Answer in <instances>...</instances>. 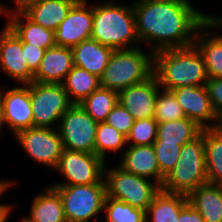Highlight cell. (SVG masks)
I'll return each mask as SVG.
<instances>
[{
  "instance_id": "obj_1",
  "label": "cell",
  "mask_w": 222,
  "mask_h": 222,
  "mask_svg": "<svg viewBox=\"0 0 222 222\" xmlns=\"http://www.w3.org/2000/svg\"><path fill=\"white\" fill-rule=\"evenodd\" d=\"M140 43L150 44L153 53L193 45L206 14L189 0H136L133 2Z\"/></svg>"
},
{
  "instance_id": "obj_2",
  "label": "cell",
  "mask_w": 222,
  "mask_h": 222,
  "mask_svg": "<svg viewBox=\"0 0 222 222\" xmlns=\"http://www.w3.org/2000/svg\"><path fill=\"white\" fill-rule=\"evenodd\" d=\"M153 75L160 88L169 91L178 87L205 86L208 81L204 61L194 45L155 52Z\"/></svg>"
},
{
  "instance_id": "obj_3",
  "label": "cell",
  "mask_w": 222,
  "mask_h": 222,
  "mask_svg": "<svg viewBox=\"0 0 222 222\" xmlns=\"http://www.w3.org/2000/svg\"><path fill=\"white\" fill-rule=\"evenodd\" d=\"M90 38L114 50L138 47L133 5L115 4L113 0L94 4Z\"/></svg>"
},
{
  "instance_id": "obj_4",
  "label": "cell",
  "mask_w": 222,
  "mask_h": 222,
  "mask_svg": "<svg viewBox=\"0 0 222 222\" xmlns=\"http://www.w3.org/2000/svg\"><path fill=\"white\" fill-rule=\"evenodd\" d=\"M145 53L140 46L114 50L100 77V87L121 91L140 84L153 75V52Z\"/></svg>"
},
{
  "instance_id": "obj_5",
  "label": "cell",
  "mask_w": 222,
  "mask_h": 222,
  "mask_svg": "<svg viewBox=\"0 0 222 222\" xmlns=\"http://www.w3.org/2000/svg\"><path fill=\"white\" fill-rule=\"evenodd\" d=\"M206 183L208 179L202 130L197 138L182 146L178 162L164 178L161 189L188 196L193 190Z\"/></svg>"
},
{
  "instance_id": "obj_6",
  "label": "cell",
  "mask_w": 222,
  "mask_h": 222,
  "mask_svg": "<svg viewBox=\"0 0 222 222\" xmlns=\"http://www.w3.org/2000/svg\"><path fill=\"white\" fill-rule=\"evenodd\" d=\"M107 197L124 201L136 208L147 210L161 186L147 178L139 177L119 165L104 169Z\"/></svg>"
},
{
  "instance_id": "obj_7",
  "label": "cell",
  "mask_w": 222,
  "mask_h": 222,
  "mask_svg": "<svg viewBox=\"0 0 222 222\" xmlns=\"http://www.w3.org/2000/svg\"><path fill=\"white\" fill-rule=\"evenodd\" d=\"M60 195L67 222H90L103 211L106 183L53 185Z\"/></svg>"
},
{
  "instance_id": "obj_8",
  "label": "cell",
  "mask_w": 222,
  "mask_h": 222,
  "mask_svg": "<svg viewBox=\"0 0 222 222\" xmlns=\"http://www.w3.org/2000/svg\"><path fill=\"white\" fill-rule=\"evenodd\" d=\"M29 95L33 111V127H57L61 116L72 105L62 84L31 82Z\"/></svg>"
},
{
  "instance_id": "obj_9",
  "label": "cell",
  "mask_w": 222,
  "mask_h": 222,
  "mask_svg": "<svg viewBox=\"0 0 222 222\" xmlns=\"http://www.w3.org/2000/svg\"><path fill=\"white\" fill-rule=\"evenodd\" d=\"M97 126L79 104H72L61 116L57 129L66 150L95 154Z\"/></svg>"
},
{
  "instance_id": "obj_10",
  "label": "cell",
  "mask_w": 222,
  "mask_h": 222,
  "mask_svg": "<svg viewBox=\"0 0 222 222\" xmlns=\"http://www.w3.org/2000/svg\"><path fill=\"white\" fill-rule=\"evenodd\" d=\"M105 160L100 156L77 151L64 150L54 170L66 180V183L54 185H87L105 182Z\"/></svg>"
},
{
  "instance_id": "obj_11",
  "label": "cell",
  "mask_w": 222,
  "mask_h": 222,
  "mask_svg": "<svg viewBox=\"0 0 222 222\" xmlns=\"http://www.w3.org/2000/svg\"><path fill=\"white\" fill-rule=\"evenodd\" d=\"M14 137L29 157L53 169L65 150L57 128L32 127L18 132Z\"/></svg>"
},
{
  "instance_id": "obj_12",
  "label": "cell",
  "mask_w": 222,
  "mask_h": 222,
  "mask_svg": "<svg viewBox=\"0 0 222 222\" xmlns=\"http://www.w3.org/2000/svg\"><path fill=\"white\" fill-rule=\"evenodd\" d=\"M92 23L93 5L88 6L87 0H78L55 30L56 45L72 48L90 39Z\"/></svg>"
},
{
  "instance_id": "obj_13",
  "label": "cell",
  "mask_w": 222,
  "mask_h": 222,
  "mask_svg": "<svg viewBox=\"0 0 222 222\" xmlns=\"http://www.w3.org/2000/svg\"><path fill=\"white\" fill-rule=\"evenodd\" d=\"M0 104L6 127L16 135L33 127V111L29 95V84L16 86L3 92L0 89Z\"/></svg>"
},
{
  "instance_id": "obj_14",
  "label": "cell",
  "mask_w": 222,
  "mask_h": 222,
  "mask_svg": "<svg viewBox=\"0 0 222 222\" xmlns=\"http://www.w3.org/2000/svg\"><path fill=\"white\" fill-rule=\"evenodd\" d=\"M0 68L19 83L33 82L34 73L22 52V41L7 24L0 32Z\"/></svg>"
},
{
  "instance_id": "obj_15",
  "label": "cell",
  "mask_w": 222,
  "mask_h": 222,
  "mask_svg": "<svg viewBox=\"0 0 222 222\" xmlns=\"http://www.w3.org/2000/svg\"><path fill=\"white\" fill-rule=\"evenodd\" d=\"M170 91L181 106L185 117L196 121L202 128L216 127L218 117L206 86L178 87Z\"/></svg>"
},
{
  "instance_id": "obj_16",
  "label": "cell",
  "mask_w": 222,
  "mask_h": 222,
  "mask_svg": "<svg viewBox=\"0 0 222 222\" xmlns=\"http://www.w3.org/2000/svg\"><path fill=\"white\" fill-rule=\"evenodd\" d=\"M160 86L152 75L146 81L118 92V102L127 109L134 120L154 118L156 96Z\"/></svg>"
},
{
  "instance_id": "obj_17",
  "label": "cell",
  "mask_w": 222,
  "mask_h": 222,
  "mask_svg": "<svg viewBox=\"0 0 222 222\" xmlns=\"http://www.w3.org/2000/svg\"><path fill=\"white\" fill-rule=\"evenodd\" d=\"M72 67V49L56 45L46 49L40 65L34 73L33 81L62 84Z\"/></svg>"
},
{
  "instance_id": "obj_18",
  "label": "cell",
  "mask_w": 222,
  "mask_h": 222,
  "mask_svg": "<svg viewBox=\"0 0 222 222\" xmlns=\"http://www.w3.org/2000/svg\"><path fill=\"white\" fill-rule=\"evenodd\" d=\"M121 153L118 164L121 168L139 177L152 179L160 185V169L152 145L128 146Z\"/></svg>"
},
{
  "instance_id": "obj_19",
  "label": "cell",
  "mask_w": 222,
  "mask_h": 222,
  "mask_svg": "<svg viewBox=\"0 0 222 222\" xmlns=\"http://www.w3.org/2000/svg\"><path fill=\"white\" fill-rule=\"evenodd\" d=\"M73 66L87 70L97 77H101L114 49L100 44L94 39H87L73 46Z\"/></svg>"
},
{
  "instance_id": "obj_20",
  "label": "cell",
  "mask_w": 222,
  "mask_h": 222,
  "mask_svg": "<svg viewBox=\"0 0 222 222\" xmlns=\"http://www.w3.org/2000/svg\"><path fill=\"white\" fill-rule=\"evenodd\" d=\"M6 23L22 42L42 49L56 46L55 32L30 20L23 12L8 15ZM24 17V18H23Z\"/></svg>"
},
{
  "instance_id": "obj_21",
  "label": "cell",
  "mask_w": 222,
  "mask_h": 222,
  "mask_svg": "<svg viewBox=\"0 0 222 222\" xmlns=\"http://www.w3.org/2000/svg\"><path fill=\"white\" fill-rule=\"evenodd\" d=\"M77 1L40 0L38 3L30 5L23 13L36 24L55 32Z\"/></svg>"
},
{
  "instance_id": "obj_22",
  "label": "cell",
  "mask_w": 222,
  "mask_h": 222,
  "mask_svg": "<svg viewBox=\"0 0 222 222\" xmlns=\"http://www.w3.org/2000/svg\"><path fill=\"white\" fill-rule=\"evenodd\" d=\"M206 29H208V31ZM210 29L212 30V28L205 23L197 31L193 45L202 56L208 78L222 79V36L214 34L209 36L211 34L209 32Z\"/></svg>"
},
{
  "instance_id": "obj_23",
  "label": "cell",
  "mask_w": 222,
  "mask_h": 222,
  "mask_svg": "<svg viewBox=\"0 0 222 222\" xmlns=\"http://www.w3.org/2000/svg\"><path fill=\"white\" fill-rule=\"evenodd\" d=\"M187 197L205 222H222V184H203Z\"/></svg>"
},
{
  "instance_id": "obj_24",
  "label": "cell",
  "mask_w": 222,
  "mask_h": 222,
  "mask_svg": "<svg viewBox=\"0 0 222 222\" xmlns=\"http://www.w3.org/2000/svg\"><path fill=\"white\" fill-rule=\"evenodd\" d=\"M28 222H67L59 193L50 185L32 201Z\"/></svg>"
},
{
  "instance_id": "obj_25",
  "label": "cell",
  "mask_w": 222,
  "mask_h": 222,
  "mask_svg": "<svg viewBox=\"0 0 222 222\" xmlns=\"http://www.w3.org/2000/svg\"><path fill=\"white\" fill-rule=\"evenodd\" d=\"M187 202V196L161 189L146 210V222H178L179 213Z\"/></svg>"
},
{
  "instance_id": "obj_26",
  "label": "cell",
  "mask_w": 222,
  "mask_h": 222,
  "mask_svg": "<svg viewBox=\"0 0 222 222\" xmlns=\"http://www.w3.org/2000/svg\"><path fill=\"white\" fill-rule=\"evenodd\" d=\"M203 128L194 120L187 117L180 120L158 123L157 138L154 143L184 144L197 138Z\"/></svg>"
},
{
  "instance_id": "obj_27",
  "label": "cell",
  "mask_w": 222,
  "mask_h": 222,
  "mask_svg": "<svg viewBox=\"0 0 222 222\" xmlns=\"http://www.w3.org/2000/svg\"><path fill=\"white\" fill-rule=\"evenodd\" d=\"M72 104H80L100 87V78L85 69L73 66L62 82Z\"/></svg>"
},
{
  "instance_id": "obj_28",
  "label": "cell",
  "mask_w": 222,
  "mask_h": 222,
  "mask_svg": "<svg viewBox=\"0 0 222 222\" xmlns=\"http://www.w3.org/2000/svg\"><path fill=\"white\" fill-rule=\"evenodd\" d=\"M203 139L208 183L222 184V134L215 128H203Z\"/></svg>"
},
{
  "instance_id": "obj_29",
  "label": "cell",
  "mask_w": 222,
  "mask_h": 222,
  "mask_svg": "<svg viewBox=\"0 0 222 222\" xmlns=\"http://www.w3.org/2000/svg\"><path fill=\"white\" fill-rule=\"evenodd\" d=\"M118 92L99 87L79 105L97 123L105 122L112 109L118 104Z\"/></svg>"
},
{
  "instance_id": "obj_30",
  "label": "cell",
  "mask_w": 222,
  "mask_h": 222,
  "mask_svg": "<svg viewBox=\"0 0 222 222\" xmlns=\"http://www.w3.org/2000/svg\"><path fill=\"white\" fill-rule=\"evenodd\" d=\"M103 211L105 222H146L145 210L111 197L106 196Z\"/></svg>"
},
{
  "instance_id": "obj_31",
  "label": "cell",
  "mask_w": 222,
  "mask_h": 222,
  "mask_svg": "<svg viewBox=\"0 0 222 222\" xmlns=\"http://www.w3.org/2000/svg\"><path fill=\"white\" fill-rule=\"evenodd\" d=\"M126 144V137L118 130L107 124L99 122L95 137V155L106 161L108 151H119Z\"/></svg>"
},
{
  "instance_id": "obj_32",
  "label": "cell",
  "mask_w": 222,
  "mask_h": 222,
  "mask_svg": "<svg viewBox=\"0 0 222 222\" xmlns=\"http://www.w3.org/2000/svg\"><path fill=\"white\" fill-rule=\"evenodd\" d=\"M182 118H185V114L173 93L160 88L156 96L154 119L161 123Z\"/></svg>"
},
{
  "instance_id": "obj_33",
  "label": "cell",
  "mask_w": 222,
  "mask_h": 222,
  "mask_svg": "<svg viewBox=\"0 0 222 222\" xmlns=\"http://www.w3.org/2000/svg\"><path fill=\"white\" fill-rule=\"evenodd\" d=\"M157 127L158 123L154 118L134 120L126 137V144L129 146L152 145L157 138Z\"/></svg>"
},
{
  "instance_id": "obj_34",
  "label": "cell",
  "mask_w": 222,
  "mask_h": 222,
  "mask_svg": "<svg viewBox=\"0 0 222 222\" xmlns=\"http://www.w3.org/2000/svg\"><path fill=\"white\" fill-rule=\"evenodd\" d=\"M152 146L159 164L161 186L164 178L178 162L182 146L176 145V143H153Z\"/></svg>"
},
{
  "instance_id": "obj_35",
  "label": "cell",
  "mask_w": 222,
  "mask_h": 222,
  "mask_svg": "<svg viewBox=\"0 0 222 222\" xmlns=\"http://www.w3.org/2000/svg\"><path fill=\"white\" fill-rule=\"evenodd\" d=\"M105 122L127 137L134 119L127 109L118 103L109 113Z\"/></svg>"
},
{
  "instance_id": "obj_36",
  "label": "cell",
  "mask_w": 222,
  "mask_h": 222,
  "mask_svg": "<svg viewBox=\"0 0 222 222\" xmlns=\"http://www.w3.org/2000/svg\"><path fill=\"white\" fill-rule=\"evenodd\" d=\"M206 89L217 117L222 114V79L208 78Z\"/></svg>"
},
{
  "instance_id": "obj_37",
  "label": "cell",
  "mask_w": 222,
  "mask_h": 222,
  "mask_svg": "<svg viewBox=\"0 0 222 222\" xmlns=\"http://www.w3.org/2000/svg\"><path fill=\"white\" fill-rule=\"evenodd\" d=\"M45 51L46 49H42L29 43L22 42V52H24L28 67L33 73H35L38 69Z\"/></svg>"
},
{
  "instance_id": "obj_38",
  "label": "cell",
  "mask_w": 222,
  "mask_h": 222,
  "mask_svg": "<svg viewBox=\"0 0 222 222\" xmlns=\"http://www.w3.org/2000/svg\"><path fill=\"white\" fill-rule=\"evenodd\" d=\"M178 222H205L201 214L187 202L179 213Z\"/></svg>"
},
{
  "instance_id": "obj_39",
  "label": "cell",
  "mask_w": 222,
  "mask_h": 222,
  "mask_svg": "<svg viewBox=\"0 0 222 222\" xmlns=\"http://www.w3.org/2000/svg\"><path fill=\"white\" fill-rule=\"evenodd\" d=\"M40 0H13L15 6H14V10L10 9V7L7 8V6H3L2 3H0V14L1 15H11L14 13H18V12H23L25 11L30 5L38 3Z\"/></svg>"
},
{
  "instance_id": "obj_40",
  "label": "cell",
  "mask_w": 222,
  "mask_h": 222,
  "mask_svg": "<svg viewBox=\"0 0 222 222\" xmlns=\"http://www.w3.org/2000/svg\"><path fill=\"white\" fill-rule=\"evenodd\" d=\"M206 24H208L212 29H219L222 27V17L206 14Z\"/></svg>"
},
{
  "instance_id": "obj_41",
  "label": "cell",
  "mask_w": 222,
  "mask_h": 222,
  "mask_svg": "<svg viewBox=\"0 0 222 222\" xmlns=\"http://www.w3.org/2000/svg\"><path fill=\"white\" fill-rule=\"evenodd\" d=\"M11 204H5L2 208H0V222H6L10 216V212H12Z\"/></svg>"
},
{
  "instance_id": "obj_42",
  "label": "cell",
  "mask_w": 222,
  "mask_h": 222,
  "mask_svg": "<svg viewBox=\"0 0 222 222\" xmlns=\"http://www.w3.org/2000/svg\"><path fill=\"white\" fill-rule=\"evenodd\" d=\"M11 185H12V181H4V180L0 181V197H1V195L4 194V192H6L8 190V188ZM4 205H5V203L4 204L0 203V208H2Z\"/></svg>"
},
{
  "instance_id": "obj_43",
  "label": "cell",
  "mask_w": 222,
  "mask_h": 222,
  "mask_svg": "<svg viewBox=\"0 0 222 222\" xmlns=\"http://www.w3.org/2000/svg\"><path fill=\"white\" fill-rule=\"evenodd\" d=\"M215 129H217L222 134V114L217 119V124Z\"/></svg>"
},
{
  "instance_id": "obj_44",
  "label": "cell",
  "mask_w": 222,
  "mask_h": 222,
  "mask_svg": "<svg viewBox=\"0 0 222 222\" xmlns=\"http://www.w3.org/2000/svg\"><path fill=\"white\" fill-rule=\"evenodd\" d=\"M4 125H5V121H4L2 107H1V104H0V132H2V128H3Z\"/></svg>"
},
{
  "instance_id": "obj_45",
  "label": "cell",
  "mask_w": 222,
  "mask_h": 222,
  "mask_svg": "<svg viewBox=\"0 0 222 222\" xmlns=\"http://www.w3.org/2000/svg\"><path fill=\"white\" fill-rule=\"evenodd\" d=\"M21 222H28V221H26L24 218H22V221Z\"/></svg>"
}]
</instances>
